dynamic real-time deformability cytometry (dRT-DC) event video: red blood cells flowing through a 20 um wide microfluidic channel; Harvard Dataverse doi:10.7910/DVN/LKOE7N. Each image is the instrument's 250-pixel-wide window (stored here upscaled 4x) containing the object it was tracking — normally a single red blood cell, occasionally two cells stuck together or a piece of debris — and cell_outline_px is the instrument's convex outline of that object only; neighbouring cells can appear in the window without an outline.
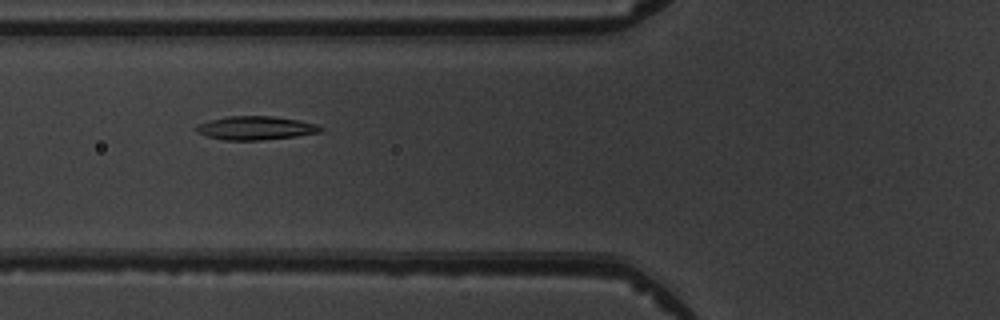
{"species": "common noctule bat (a hibernating species)", "species_latin": "Nyctalus noctula", "temperature_condition": "warm", "stored_images_in_passage": 4, "camera_frame_rate_fps": 3000, "um_per_image_px": 0.085, "animal": {"sex": "male", "body_mass_g": 19.5, "forearm_length_mm": 54.6}, "frame": {"image": 1, "passage_image": 2, "time_ms": 1.0, "image_size_px": [1000, 320], "cell_outline_px": [[324, 128], [320, 132], [296, 136], [260, 140], [224, 140], [208, 136], [196, 132], [196, 124], [228, 116], [272, 116], [300, 120], [316, 124]], "centroid_in_image_um": [21.74, 10.88], "position_along_channel_um": 104.1, "area_um2": 16.99}}
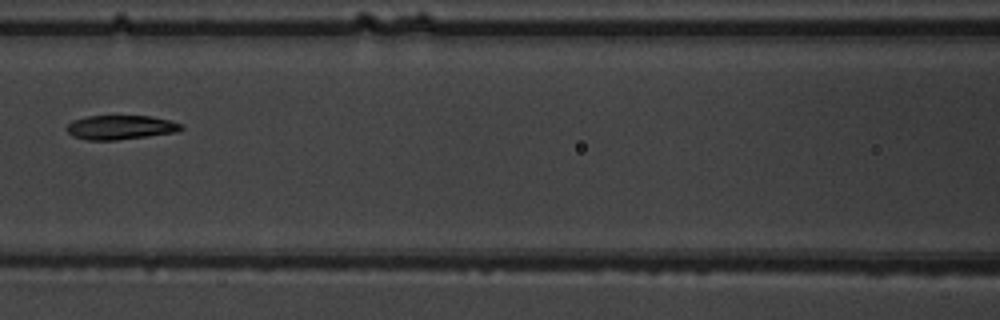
{"frame": {"image": 2, "passage_image": 3, "time_ms": 2.333, "image_size_px": [1000, 320], "cell_outline_px": [[184, 128], [176, 132], [148, 136], [116, 140], [88, 140], [72, 136], [64, 128], [72, 120], [88, 116], [152, 116], [184, 124]], "centroid_in_image_um": [10.23, 10.82], "position_along_channel_um": 156.4, "area_um2": 16.24}}
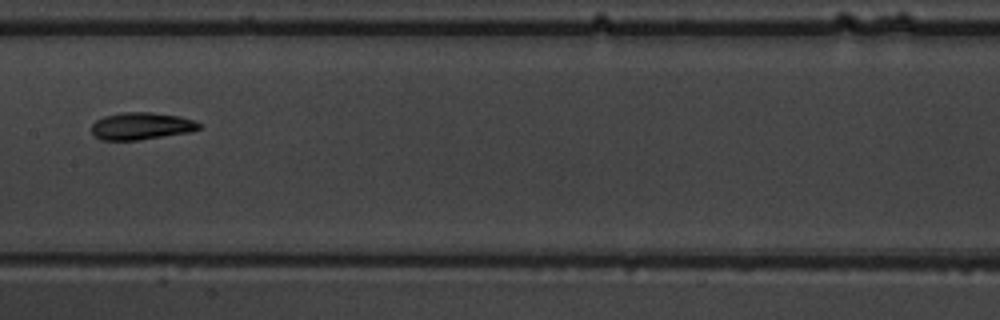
{"frame": {"image": 3, "passage_image": 4, "time_ms": 3.333, "image_size_px": [1000, 320], "cell_outline_px": [[200, 128], [188, 132], [136, 140], [100, 140], [92, 132], [92, 124], [96, 120], [104, 116], [124, 112], [152, 112], [180, 116], [196, 120], [200, 124]], "centroid_in_image_um": [12.01, 10.7], "position_along_channel_um": 195.4, "area_um2": 16.94}}